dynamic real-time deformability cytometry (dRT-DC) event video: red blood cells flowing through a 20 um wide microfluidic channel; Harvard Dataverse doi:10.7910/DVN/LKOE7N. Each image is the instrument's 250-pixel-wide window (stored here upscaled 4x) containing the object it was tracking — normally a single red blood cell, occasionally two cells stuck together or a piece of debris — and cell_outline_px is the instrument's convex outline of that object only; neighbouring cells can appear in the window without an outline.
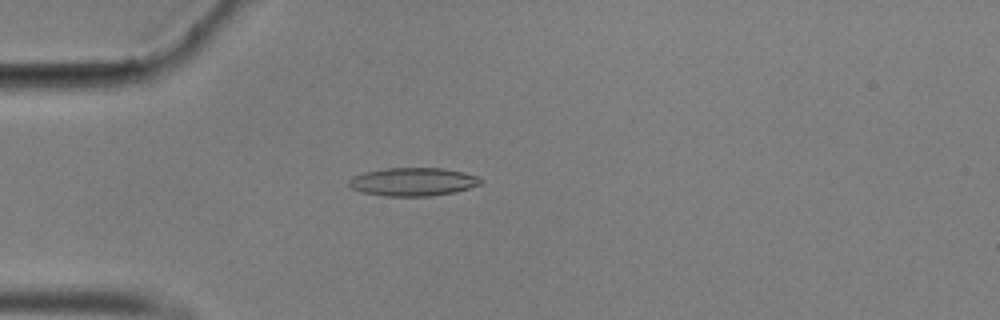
{"species": "common noctule bat (a hibernating species)", "species_latin": "Nyctalus noctula", "temperature_condition": "cold", "stored_images_in_passage": 56, "camera_frame_rate_fps": 3000, "um_per_image_px": 0.085, "animal": {"sex": "male", "body_mass_g": 17.9}, "frame": {"image": 1, "passage_image": 15, "time_ms": 4.667, "image_size_px": [1000, 320], "cell_outline_px": [[484, 180], [480, 184], [456, 192], [432, 196], [384, 196], [360, 192], [352, 188], [348, 184], [348, 180], [352, 176], [364, 172], [384, 168], [444, 168], [464, 172], [480, 176]], "centroid_in_image_um": [35.11, 15.45], "position_along_channel_um": 49.9, "area_um2": 22.02}}
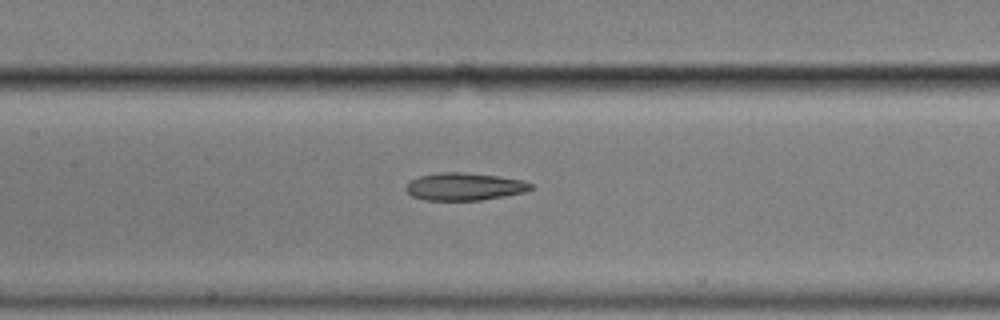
{"frame": {"image": 2, "passage_image": 26, "time_ms": 8.333, "image_size_px": [1000, 320], "cell_outline_px": [[532, 188], [524, 192], [504, 196], [480, 200], [424, 200], [412, 196], [404, 188], [412, 180], [420, 176], [440, 172], [460, 172], [500, 176], [524, 180], [532, 184]], "centroid_in_image_um": [39.49, 15.86], "position_along_channel_um": 167.9, "area_um2": 19.94}}
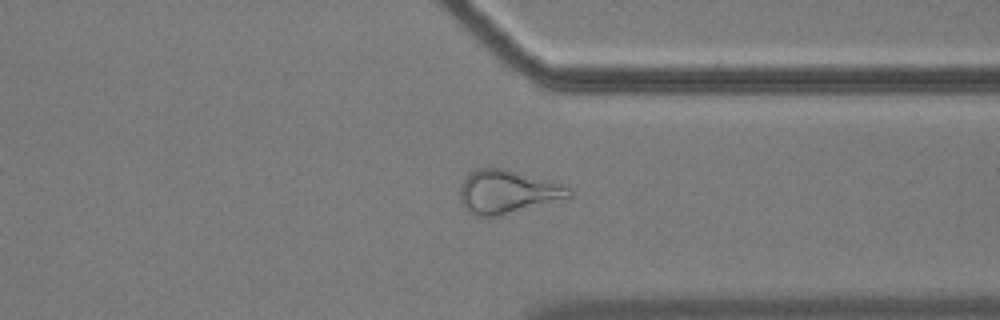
{"frame": {"image": 3, "passage_image": 43, "time_ms": 14.0, "image_size_px": [1000, 320], "cell_outline_px": [[572, 196], [496, 216], [476, 216], [468, 212], [460, 200], [460, 184], [468, 172], [476, 168], [504, 168], [568, 188], [572, 192]], "centroid_in_image_um": [42.99, 16.3], "position_along_channel_um": 368.4, "area_um2": 26.7}, "authors_computed_cell_mechanics": {"area_um2": 21.2704, "velocity_mm_per_s": 3.5461, "shape_relaxation_time_tau1_ms": null, "shape_relaxation_time_tau2_ms": 5.4258, "deformation_change_tau1": null, "deformation_change_tau2": 0.1444}}